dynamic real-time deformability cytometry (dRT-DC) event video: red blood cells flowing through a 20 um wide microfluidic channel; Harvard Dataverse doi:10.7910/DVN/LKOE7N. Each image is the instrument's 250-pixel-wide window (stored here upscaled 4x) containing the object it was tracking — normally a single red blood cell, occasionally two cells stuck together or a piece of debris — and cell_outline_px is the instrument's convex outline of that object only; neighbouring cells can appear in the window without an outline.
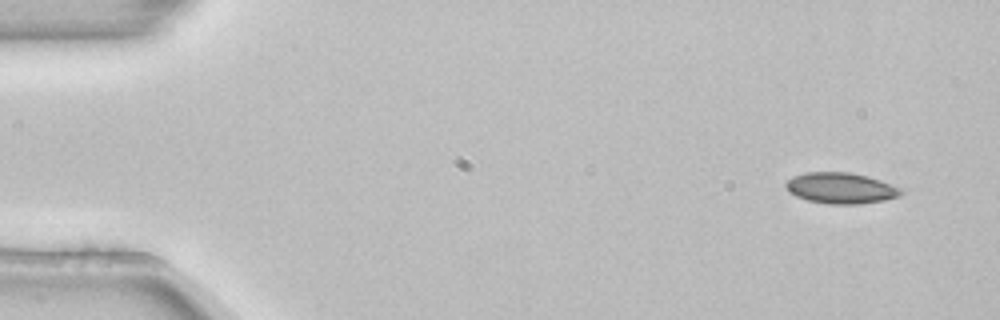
{"species": "common noctule bat (a hibernating species)", "species_latin": "Nyctalus noctula", "temperature_condition": "room temperature", "stored_images_in_passage": 3, "camera_frame_rate_fps": 3000, "um_per_image_px": 0.085, "animal": {"sex": "female", "body_mass_g": 22.7, "forearm_length_mm": 54.2}, "frame": {"image": 1, "passage_image": 1, "time_ms": 0.0, "image_size_px": [1000, 320], "cell_outline_px": [[904, 192], [900, 196], [884, 200], [856, 204], [828, 204], [808, 200], [796, 196], [788, 192], [784, 184], [788, 180], [796, 176], [808, 172], [848, 172], [868, 176], [880, 180], [900, 188]], "centroid_in_image_um": [71.47, 15.99], "position_along_channel_um": 13.5, "area_um2": 20.63}}
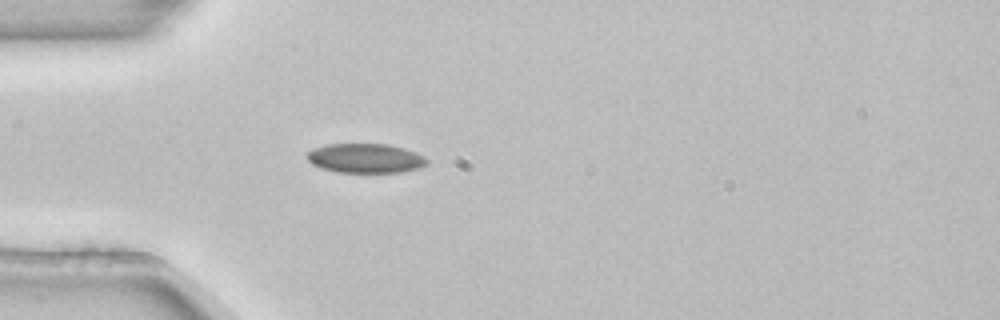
{"frame": {"image": 2, "passage_image": 3, "time_ms": 0.667, "image_size_px": [1000, 320], "cell_outline_px": [[428, 164], [416, 168], [400, 172], [336, 172], [320, 168], [312, 164], [308, 160], [308, 152], [312, 148], [328, 144], [388, 144], [404, 148], [424, 156], [428, 160]], "centroid_in_image_um": [31.04, 13.45], "position_along_channel_um": 54.0, "area_um2": 20.46}}